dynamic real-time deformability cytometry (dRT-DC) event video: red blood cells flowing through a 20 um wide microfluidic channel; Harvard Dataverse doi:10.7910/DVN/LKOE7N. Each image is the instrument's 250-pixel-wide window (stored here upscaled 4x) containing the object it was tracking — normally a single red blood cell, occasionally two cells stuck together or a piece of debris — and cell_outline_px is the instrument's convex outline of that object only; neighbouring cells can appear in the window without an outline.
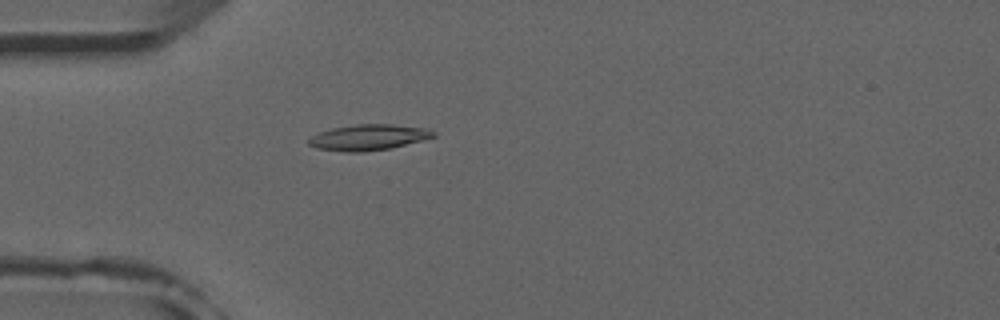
{"species": "common noctule bat (a hibernating species)", "species_latin": "Nyctalus noctula", "temperature_condition": "room temperature", "stored_images_in_passage": 50, "camera_frame_rate_fps": 3000, "um_per_image_px": 0.085, "animal": {"sex": "male", "forearm_length_mm": 52.5}, "frame": {"image": 1, "passage_image": 13, "time_ms": 4.0, "image_size_px": [1000, 320], "cell_outline_px": [[436, 136], [424, 140], [392, 148], [364, 152], [344, 152], [316, 148], [308, 144], [308, 140], [312, 136], [320, 132], [332, 128], [356, 124], [392, 124], [428, 128], [436, 132]], "centroid_in_image_um": [31.36, 11.68], "position_along_channel_um": 53.6, "area_um2": 18.96}}
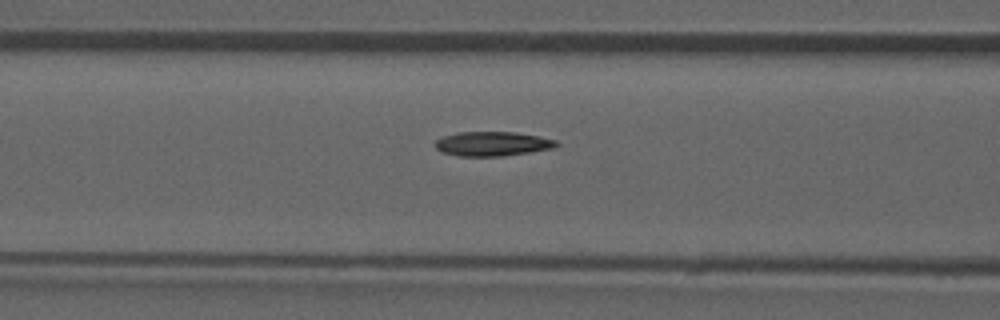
{"frame": {"image": 2, "passage_image": 19, "time_ms": 6.0, "image_size_px": [1000, 320], "cell_outline_px": [[560, 144], [556, 148], [500, 156], [456, 156], [444, 152], [436, 148], [432, 144], [436, 140], [444, 136], [456, 132], [516, 132], [556, 140]], "centroid_in_image_um": [41.84, 12.22], "position_along_channel_um": 124.8, "area_um2": 17.22}}
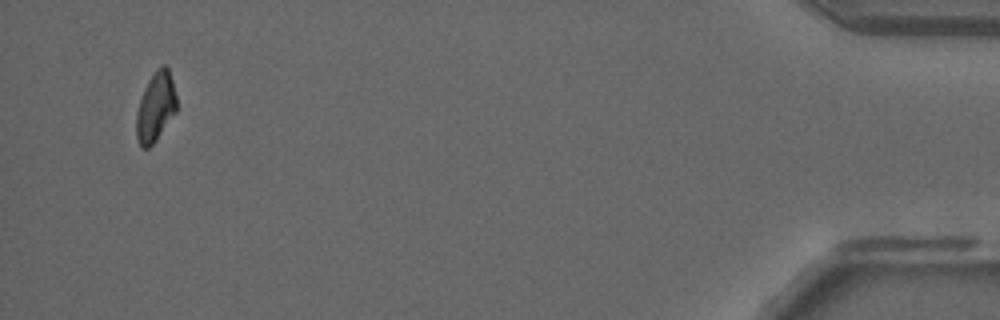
{"frame": {"image": 3, "passage_image": 48, "time_ms": 15.667, "image_size_px": [1000, 320], "cell_outline_px": [[176, 112], [156, 140], [148, 148], [140, 148], [136, 140], [136, 112], [144, 88], [156, 68], [160, 64], [164, 64], [168, 68], [172, 80], [176, 96]], "centroid_in_image_um": [13.21, 9.1], "position_along_channel_um": 422.0, "area_um2": 16.36}, "authors_computed_cell_mechanics": {"area_um2": 17.2533, "velocity_mm_per_s": 3.9324, "shape_relaxation_time_tau1_ms": 7.9533, "shape_relaxation_time_tau2_ms": null, "deformation_change_tau1": 0.1783, "deformation_change_tau2": null}}